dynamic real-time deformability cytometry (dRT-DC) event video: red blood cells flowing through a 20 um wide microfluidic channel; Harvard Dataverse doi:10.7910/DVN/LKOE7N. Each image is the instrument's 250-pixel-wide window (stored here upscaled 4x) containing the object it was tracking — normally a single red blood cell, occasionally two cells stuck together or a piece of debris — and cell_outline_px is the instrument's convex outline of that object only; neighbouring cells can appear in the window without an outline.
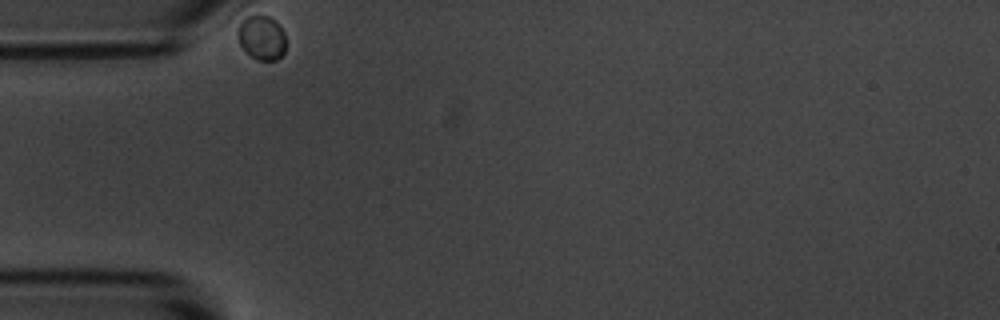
{"species": "common noctule bat (a hibernating species)", "species_latin": "Nyctalus noctula", "temperature_condition": "room temperature", "stored_images_in_passage": 39, "camera_frame_rate_fps": 3000, "um_per_image_px": 0.085, "animal": {"sex": "male", "body_mass_g": 20.1, "forearm_length_mm": 53.5}, "frame": {"image": 1, "passage_image": 1, "time_ms": 0.0, "image_size_px": [1000, 320], "cell_outline_px": [[284, 52], [276, 60], [260, 60], [252, 56], [240, 44], [240, 24], [248, 16], [268, 16], [276, 20], [280, 24], [284, 32]], "centroid_in_image_um": [22.3, 3.19], "position_along_channel_um": 62.7, "area_um2": 11.91}}
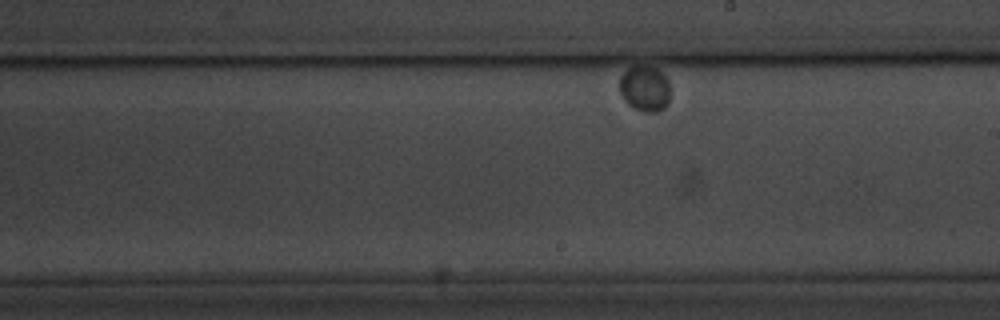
{"frame": {"image": 2, "passage_image": 23, "time_ms": 7.333, "image_size_px": [1000, 320], "cell_outline_px": [[668, 104], [664, 108], [656, 112], [644, 112], [628, 104], [624, 100], [620, 92], [620, 76], [628, 68], [656, 68], [664, 72], [668, 80]], "centroid_in_image_um": [54.82, 7.55], "position_along_channel_um": 234.2, "area_um2": 13.18}}
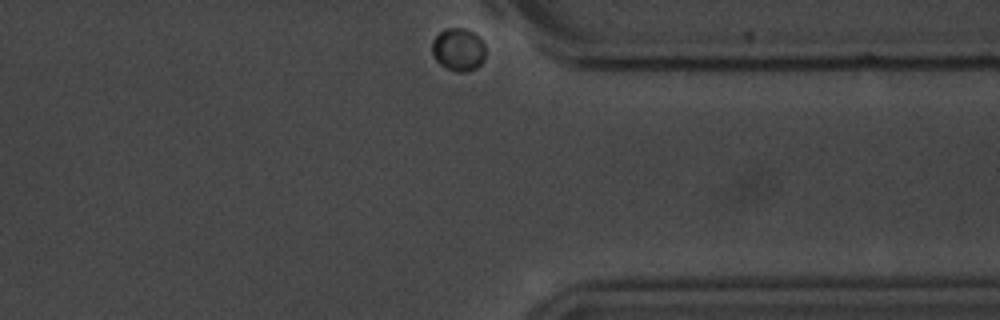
{"frame": {"image": 3, "passage_image": 39, "time_ms": 12.667, "image_size_px": [1000, 320], "cell_outline_px": [[484, 60], [476, 68], [464, 72], [456, 72], [440, 64], [436, 60], [432, 52], [432, 40], [444, 28], [464, 28], [472, 32], [484, 44]], "centroid_in_image_um": [38.94, 4.21], "position_along_channel_um": 372.5, "area_um2": 13.18}}